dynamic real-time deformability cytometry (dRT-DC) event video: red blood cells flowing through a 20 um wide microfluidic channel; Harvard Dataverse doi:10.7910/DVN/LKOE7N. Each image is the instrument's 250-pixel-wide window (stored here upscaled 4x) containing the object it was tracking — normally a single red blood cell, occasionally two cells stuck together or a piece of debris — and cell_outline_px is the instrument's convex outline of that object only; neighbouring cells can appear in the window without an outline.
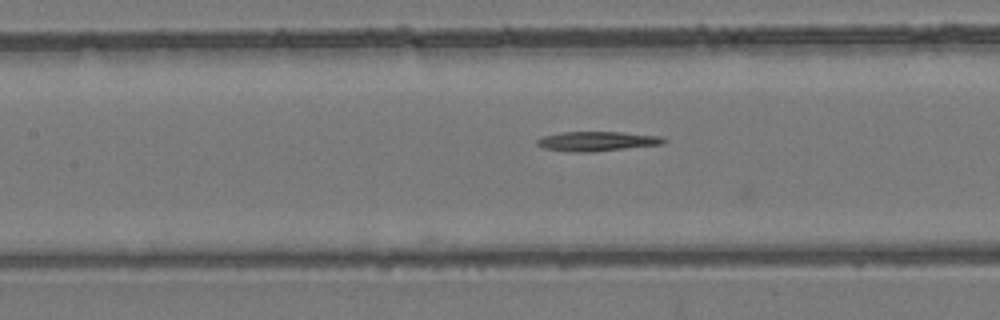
{"species": "common noctule bat (a hibernating species)", "species_latin": "Nyctalus noctula", "temperature_condition": "room temperature", "stored_images_in_passage": 23, "camera_frame_rate_fps": 3000, "um_per_image_px": 0.085, "animal": {"sex": "female", "body_mass_g": 24.6, "forearm_length_mm": 56.2}, "frame": {"image": 1, "passage_image": 23, "time_ms": 7.333, "image_size_px": [1000, 320], "cell_outline_px": [[668, 140], [664, 144], [592, 152], [576, 152], [544, 148], [536, 144], [536, 140], [544, 136], [560, 132], [620, 132], [660, 136]], "centroid_in_image_um": [50.77, 12.0], "position_along_channel_um": 156.6, "area_um2": 14.39}}